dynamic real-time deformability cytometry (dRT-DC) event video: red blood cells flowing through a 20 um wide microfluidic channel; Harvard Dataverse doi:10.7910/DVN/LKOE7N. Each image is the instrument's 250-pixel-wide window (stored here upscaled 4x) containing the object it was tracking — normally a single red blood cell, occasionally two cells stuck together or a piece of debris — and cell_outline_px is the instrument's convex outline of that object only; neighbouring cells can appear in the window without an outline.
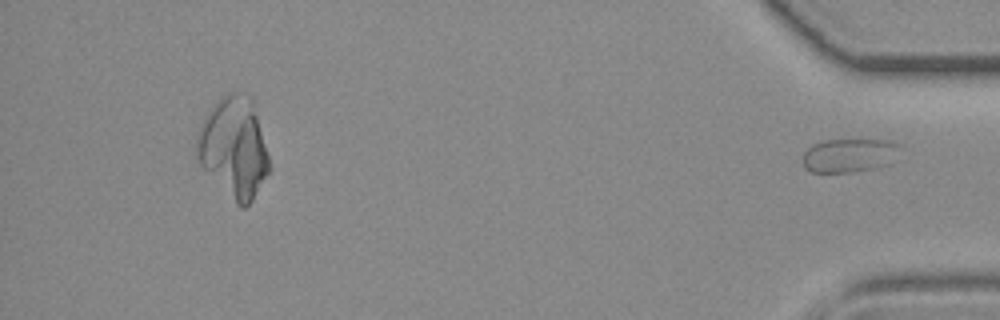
{"species": "common noctule bat (a hibernating species)", "species_latin": "Nyctalus noctula", "temperature_condition": "room temperature", "stored_images_in_passage": 39, "camera_frame_rate_fps": 3000, "um_per_image_px": 0.085, "animal": {"sex": "female", "body_mass_g": 19.3, "forearm_length_mm": 54.1}, "frame": {"image": 1, "passage_image": 39, "time_ms": 12.667, "image_size_px": [1000, 320], "cell_outline_px": [[904, 160], [872, 168], [848, 172], [812, 172], [804, 168], [804, 152], [812, 144], [824, 140], [892, 140], [900, 144], [904, 148]], "centroid_in_image_um": [72.37, 13.19], "position_along_channel_um": 362.8, "area_um2": 19.88}}